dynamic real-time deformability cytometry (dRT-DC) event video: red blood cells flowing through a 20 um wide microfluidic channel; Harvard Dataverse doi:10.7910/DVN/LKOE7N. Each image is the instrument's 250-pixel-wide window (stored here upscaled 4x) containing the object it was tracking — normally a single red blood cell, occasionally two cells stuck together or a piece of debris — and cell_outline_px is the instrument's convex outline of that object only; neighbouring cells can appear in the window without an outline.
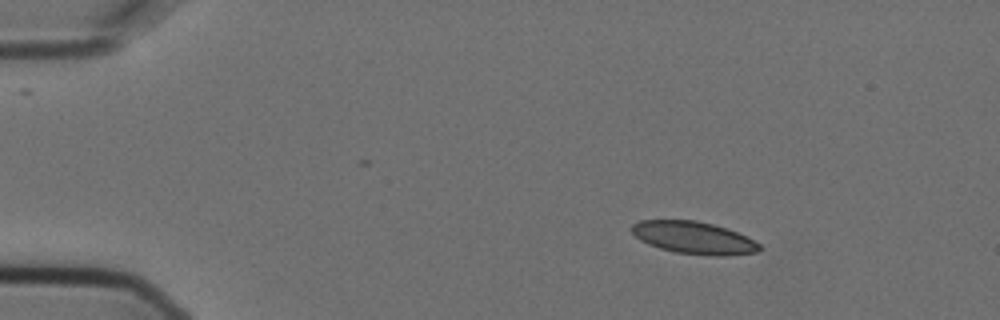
{"species": "Egyptian fruit bat (a non-hibernating species)", "species_latin": "Rousettus aegyptiacus", "temperature_condition": "cold", "stored_images_in_passage": 4, "camera_frame_rate_fps": 3000, "um_per_image_px": 0.085, "animal": {"sex": "female"}, "frame": {"image": 1, "passage_image": 2, "time_ms": 0.333, "image_size_px": [1000, 320], "cell_outline_px": [[764, 248], [756, 252], [728, 256], [712, 256], [676, 252], [660, 248], [648, 244], [640, 240], [632, 232], [632, 224], [640, 220], [696, 220], [728, 228], [748, 236], [760, 244]], "centroid_in_image_um": [59.02, 20.21], "position_along_channel_um": 26.0, "area_um2": 24.28}}